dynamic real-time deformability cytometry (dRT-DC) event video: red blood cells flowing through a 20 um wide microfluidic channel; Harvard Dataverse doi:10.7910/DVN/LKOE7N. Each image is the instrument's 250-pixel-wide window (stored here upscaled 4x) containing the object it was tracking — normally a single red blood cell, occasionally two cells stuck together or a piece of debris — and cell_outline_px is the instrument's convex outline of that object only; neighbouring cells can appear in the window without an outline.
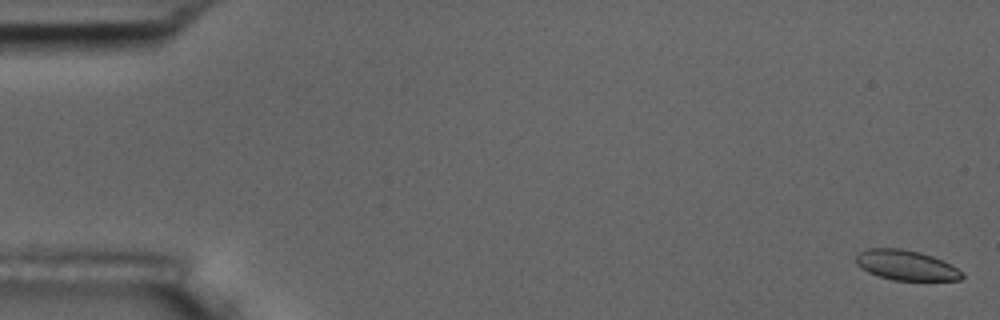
{"species": "common noctule bat (a hibernating species)", "species_latin": "Nyctalus noctula", "temperature_condition": "room temperature", "stored_images_in_passage": 6, "segment_of_instrument_passage": [1, 2], "camera_frame_rate_fps": 3000, "um_per_image_px": 0.085, "animal": {"sex": "male", "body_mass_g": 17.5, "forearm_length_mm": 52.3}, "frame": {"image": 1, "passage_image": 1, "time_ms": 0.0, "image_size_px": [1000, 320], "cell_outline_px": [[964, 276], [960, 280], [892, 280], [868, 272], [860, 268], [856, 264], [856, 256], [860, 252], [868, 248], [900, 248], [920, 252], [932, 256], [964, 272]], "centroid_in_image_um": [76.99, 22.54], "position_along_channel_um": 8.0, "area_um2": 18.44}}